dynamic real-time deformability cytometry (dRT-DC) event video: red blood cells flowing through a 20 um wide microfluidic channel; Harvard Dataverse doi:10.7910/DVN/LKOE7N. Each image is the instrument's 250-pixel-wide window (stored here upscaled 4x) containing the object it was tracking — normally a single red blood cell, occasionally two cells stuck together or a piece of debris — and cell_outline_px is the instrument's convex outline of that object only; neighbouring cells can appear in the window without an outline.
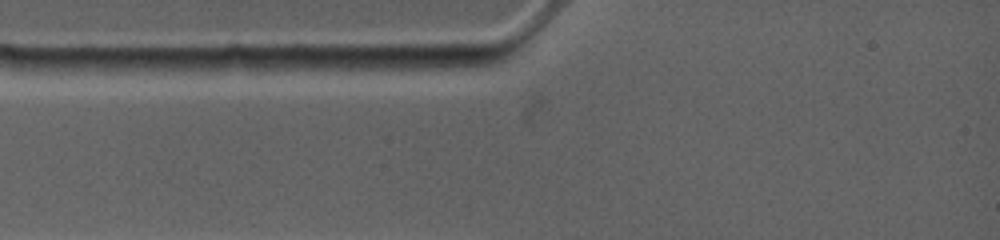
{"species": "common noctule bat (a hibernating species)", "species_latin": "Nyctalus noctula", "temperature_condition": "warm", "stored_images_in_passage": 3, "camera_frame_rate_fps": 4500, "um_per_image_px": 0.085, "animal": {"sex": "female", "body_mass_g": 19.0, "forearm_length_mm": 53.3}, "frame": {"image": 1, "passage_image": 1, "time_ms": 0.0, "image_size_px": [1000, 240], "cell_outline_px": [[500, 60], [488, 64], [464, 68], [400, 72], [364, 68], [360, 64], [372, 56], [500, 56]], "centroid_in_image_um": [36.18, 5.33], "position_along_channel_um": 48.8, "area_um2": 12.31}}